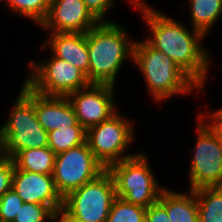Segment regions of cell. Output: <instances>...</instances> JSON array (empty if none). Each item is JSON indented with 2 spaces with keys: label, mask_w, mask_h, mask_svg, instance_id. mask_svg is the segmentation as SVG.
Listing matches in <instances>:
<instances>
[{
  "label": "cell",
  "mask_w": 222,
  "mask_h": 222,
  "mask_svg": "<svg viewBox=\"0 0 222 222\" xmlns=\"http://www.w3.org/2000/svg\"><path fill=\"white\" fill-rule=\"evenodd\" d=\"M198 120L196 147L193 149L188 171L190 190L222 186L221 134L210 124H206V119L202 116L199 115Z\"/></svg>",
  "instance_id": "cell-6"
},
{
  "label": "cell",
  "mask_w": 222,
  "mask_h": 222,
  "mask_svg": "<svg viewBox=\"0 0 222 222\" xmlns=\"http://www.w3.org/2000/svg\"><path fill=\"white\" fill-rule=\"evenodd\" d=\"M212 127L218 130L222 137V126H212Z\"/></svg>",
  "instance_id": "cell-31"
},
{
  "label": "cell",
  "mask_w": 222,
  "mask_h": 222,
  "mask_svg": "<svg viewBox=\"0 0 222 222\" xmlns=\"http://www.w3.org/2000/svg\"><path fill=\"white\" fill-rule=\"evenodd\" d=\"M115 198L114 181L106 169L96 179L64 197L63 209L81 222H106Z\"/></svg>",
  "instance_id": "cell-9"
},
{
  "label": "cell",
  "mask_w": 222,
  "mask_h": 222,
  "mask_svg": "<svg viewBox=\"0 0 222 222\" xmlns=\"http://www.w3.org/2000/svg\"><path fill=\"white\" fill-rule=\"evenodd\" d=\"M191 27L205 36L222 16V0H188Z\"/></svg>",
  "instance_id": "cell-18"
},
{
  "label": "cell",
  "mask_w": 222,
  "mask_h": 222,
  "mask_svg": "<svg viewBox=\"0 0 222 222\" xmlns=\"http://www.w3.org/2000/svg\"><path fill=\"white\" fill-rule=\"evenodd\" d=\"M34 109L38 122L47 132L57 128L82 126L67 96H45L34 91Z\"/></svg>",
  "instance_id": "cell-14"
},
{
  "label": "cell",
  "mask_w": 222,
  "mask_h": 222,
  "mask_svg": "<svg viewBox=\"0 0 222 222\" xmlns=\"http://www.w3.org/2000/svg\"><path fill=\"white\" fill-rule=\"evenodd\" d=\"M55 212L46 205L23 203L13 222H50L54 221Z\"/></svg>",
  "instance_id": "cell-23"
},
{
  "label": "cell",
  "mask_w": 222,
  "mask_h": 222,
  "mask_svg": "<svg viewBox=\"0 0 222 222\" xmlns=\"http://www.w3.org/2000/svg\"><path fill=\"white\" fill-rule=\"evenodd\" d=\"M86 5L90 13L99 21V22H108L104 20L110 8L114 7L115 0H82Z\"/></svg>",
  "instance_id": "cell-26"
},
{
  "label": "cell",
  "mask_w": 222,
  "mask_h": 222,
  "mask_svg": "<svg viewBox=\"0 0 222 222\" xmlns=\"http://www.w3.org/2000/svg\"><path fill=\"white\" fill-rule=\"evenodd\" d=\"M5 158L4 151H3V139L0 133V161Z\"/></svg>",
  "instance_id": "cell-30"
},
{
  "label": "cell",
  "mask_w": 222,
  "mask_h": 222,
  "mask_svg": "<svg viewBox=\"0 0 222 222\" xmlns=\"http://www.w3.org/2000/svg\"><path fill=\"white\" fill-rule=\"evenodd\" d=\"M17 15L38 23L45 20L52 0H3Z\"/></svg>",
  "instance_id": "cell-21"
},
{
  "label": "cell",
  "mask_w": 222,
  "mask_h": 222,
  "mask_svg": "<svg viewBox=\"0 0 222 222\" xmlns=\"http://www.w3.org/2000/svg\"><path fill=\"white\" fill-rule=\"evenodd\" d=\"M30 61L25 83L36 93L45 96H68L90 85L87 75L71 63L55 57Z\"/></svg>",
  "instance_id": "cell-8"
},
{
  "label": "cell",
  "mask_w": 222,
  "mask_h": 222,
  "mask_svg": "<svg viewBox=\"0 0 222 222\" xmlns=\"http://www.w3.org/2000/svg\"><path fill=\"white\" fill-rule=\"evenodd\" d=\"M56 154L49 148H31L19 151L12 159L20 170L53 175Z\"/></svg>",
  "instance_id": "cell-17"
},
{
  "label": "cell",
  "mask_w": 222,
  "mask_h": 222,
  "mask_svg": "<svg viewBox=\"0 0 222 222\" xmlns=\"http://www.w3.org/2000/svg\"><path fill=\"white\" fill-rule=\"evenodd\" d=\"M98 23L82 0H52L40 26L49 33H87Z\"/></svg>",
  "instance_id": "cell-12"
},
{
  "label": "cell",
  "mask_w": 222,
  "mask_h": 222,
  "mask_svg": "<svg viewBox=\"0 0 222 222\" xmlns=\"http://www.w3.org/2000/svg\"><path fill=\"white\" fill-rule=\"evenodd\" d=\"M158 201L166 208L170 222H199L194 190L184 194L165 187Z\"/></svg>",
  "instance_id": "cell-16"
},
{
  "label": "cell",
  "mask_w": 222,
  "mask_h": 222,
  "mask_svg": "<svg viewBox=\"0 0 222 222\" xmlns=\"http://www.w3.org/2000/svg\"><path fill=\"white\" fill-rule=\"evenodd\" d=\"M115 86L91 83L67 96L78 122L88 128L109 119L117 112Z\"/></svg>",
  "instance_id": "cell-11"
},
{
  "label": "cell",
  "mask_w": 222,
  "mask_h": 222,
  "mask_svg": "<svg viewBox=\"0 0 222 222\" xmlns=\"http://www.w3.org/2000/svg\"><path fill=\"white\" fill-rule=\"evenodd\" d=\"M147 158L141 151L107 168L114 181L116 197L144 208L157 202L165 188L158 184Z\"/></svg>",
  "instance_id": "cell-5"
},
{
  "label": "cell",
  "mask_w": 222,
  "mask_h": 222,
  "mask_svg": "<svg viewBox=\"0 0 222 222\" xmlns=\"http://www.w3.org/2000/svg\"><path fill=\"white\" fill-rule=\"evenodd\" d=\"M146 208L116 197L106 222H145Z\"/></svg>",
  "instance_id": "cell-22"
},
{
  "label": "cell",
  "mask_w": 222,
  "mask_h": 222,
  "mask_svg": "<svg viewBox=\"0 0 222 222\" xmlns=\"http://www.w3.org/2000/svg\"><path fill=\"white\" fill-rule=\"evenodd\" d=\"M129 1L141 12L149 28L151 36L145 40L171 58L199 86L198 91H203L212 59L210 52L202 45L205 35L194 28H186L183 23L154 9L143 0Z\"/></svg>",
  "instance_id": "cell-1"
},
{
  "label": "cell",
  "mask_w": 222,
  "mask_h": 222,
  "mask_svg": "<svg viewBox=\"0 0 222 222\" xmlns=\"http://www.w3.org/2000/svg\"><path fill=\"white\" fill-rule=\"evenodd\" d=\"M117 111L109 119L86 130V142L95 158L107 169L110 165L131 158L137 153L128 154L135 139V127Z\"/></svg>",
  "instance_id": "cell-7"
},
{
  "label": "cell",
  "mask_w": 222,
  "mask_h": 222,
  "mask_svg": "<svg viewBox=\"0 0 222 222\" xmlns=\"http://www.w3.org/2000/svg\"><path fill=\"white\" fill-rule=\"evenodd\" d=\"M89 51L88 80L115 86L128 58L133 59L135 40L116 21L99 22L86 33Z\"/></svg>",
  "instance_id": "cell-2"
},
{
  "label": "cell",
  "mask_w": 222,
  "mask_h": 222,
  "mask_svg": "<svg viewBox=\"0 0 222 222\" xmlns=\"http://www.w3.org/2000/svg\"><path fill=\"white\" fill-rule=\"evenodd\" d=\"M86 142V129L83 126L57 128L48 132V147L61 153Z\"/></svg>",
  "instance_id": "cell-20"
},
{
  "label": "cell",
  "mask_w": 222,
  "mask_h": 222,
  "mask_svg": "<svg viewBox=\"0 0 222 222\" xmlns=\"http://www.w3.org/2000/svg\"><path fill=\"white\" fill-rule=\"evenodd\" d=\"M199 222H222V186L195 189Z\"/></svg>",
  "instance_id": "cell-19"
},
{
  "label": "cell",
  "mask_w": 222,
  "mask_h": 222,
  "mask_svg": "<svg viewBox=\"0 0 222 222\" xmlns=\"http://www.w3.org/2000/svg\"><path fill=\"white\" fill-rule=\"evenodd\" d=\"M199 115L202 116L204 119H208L206 121L208 123L212 120V122L209 123L211 126H222V107L213 112H206V114L199 113Z\"/></svg>",
  "instance_id": "cell-28"
},
{
  "label": "cell",
  "mask_w": 222,
  "mask_h": 222,
  "mask_svg": "<svg viewBox=\"0 0 222 222\" xmlns=\"http://www.w3.org/2000/svg\"><path fill=\"white\" fill-rule=\"evenodd\" d=\"M12 189L24 203L49 206L55 213L63 208V198L56 190L53 175H46L15 166Z\"/></svg>",
  "instance_id": "cell-13"
},
{
  "label": "cell",
  "mask_w": 222,
  "mask_h": 222,
  "mask_svg": "<svg viewBox=\"0 0 222 222\" xmlns=\"http://www.w3.org/2000/svg\"><path fill=\"white\" fill-rule=\"evenodd\" d=\"M53 222H81V221L71 217L63 208H61L55 213Z\"/></svg>",
  "instance_id": "cell-29"
},
{
  "label": "cell",
  "mask_w": 222,
  "mask_h": 222,
  "mask_svg": "<svg viewBox=\"0 0 222 222\" xmlns=\"http://www.w3.org/2000/svg\"><path fill=\"white\" fill-rule=\"evenodd\" d=\"M23 203L13 189L4 193L0 198V222H13Z\"/></svg>",
  "instance_id": "cell-24"
},
{
  "label": "cell",
  "mask_w": 222,
  "mask_h": 222,
  "mask_svg": "<svg viewBox=\"0 0 222 222\" xmlns=\"http://www.w3.org/2000/svg\"><path fill=\"white\" fill-rule=\"evenodd\" d=\"M15 163L12 158H3L0 161V198L4 193L12 189Z\"/></svg>",
  "instance_id": "cell-25"
},
{
  "label": "cell",
  "mask_w": 222,
  "mask_h": 222,
  "mask_svg": "<svg viewBox=\"0 0 222 222\" xmlns=\"http://www.w3.org/2000/svg\"><path fill=\"white\" fill-rule=\"evenodd\" d=\"M49 37L42 44V49L48 46L50 52L65 60L88 77L89 51L86 33H49Z\"/></svg>",
  "instance_id": "cell-15"
},
{
  "label": "cell",
  "mask_w": 222,
  "mask_h": 222,
  "mask_svg": "<svg viewBox=\"0 0 222 222\" xmlns=\"http://www.w3.org/2000/svg\"><path fill=\"white\" fill-rule=\"evenodd\" d=\"M106 168L95 158L87 142L56 154L53 179L62 198L93 181Z\"/></svg>",
  "instance_id": "cell-10"
},
{
  "label": "cell",
  "mask_w": 222,
  "mask_h": 222,
  "mask_svg": "<svg viewBox=\"0 0 222 222\" xmlns=\"http://www.w3.org/2000/svg\"><path fill=\"white\" fill-rule=\"evenodd\" d=\"M145 222H170L166 208L159 202H155L146 208Z\"/></svg>",
  "instance_id": "cell-27"
},
{
  "label": "cell",
  "mask_w": 222,
  "mask_h": 222,
  "mask_svg": "<svg viewBox=\"0 0 222 222\" xmlns=\"http://www.w3.org/2000/svg\"><path fill=\"white\" fill-rule=\"evenodd\" d=\"M21 86L7 121L0 127L7 158H13L23 149L48 147V132L35 114L34 90L25 82Z\"/></svg>",
  "instance_id": "cell-4"
},
{
  "label": "cell",
  "mask_w": 222,
  "mask_h": 222,
  "mask_svg": "<svg viewBox=\"0 0 222 222\" xmlns=\"http://www.w3.org/2000/svg\"><path fill=\"white\" fill-rule=\"evenodd\" d=\"M131 61L143 75L148 92L156 102L199 90V86L171 58L153 48L145 39L135 41Z\"/></svg>",
  "instance_id": "cell-3"
}]
</instances>
